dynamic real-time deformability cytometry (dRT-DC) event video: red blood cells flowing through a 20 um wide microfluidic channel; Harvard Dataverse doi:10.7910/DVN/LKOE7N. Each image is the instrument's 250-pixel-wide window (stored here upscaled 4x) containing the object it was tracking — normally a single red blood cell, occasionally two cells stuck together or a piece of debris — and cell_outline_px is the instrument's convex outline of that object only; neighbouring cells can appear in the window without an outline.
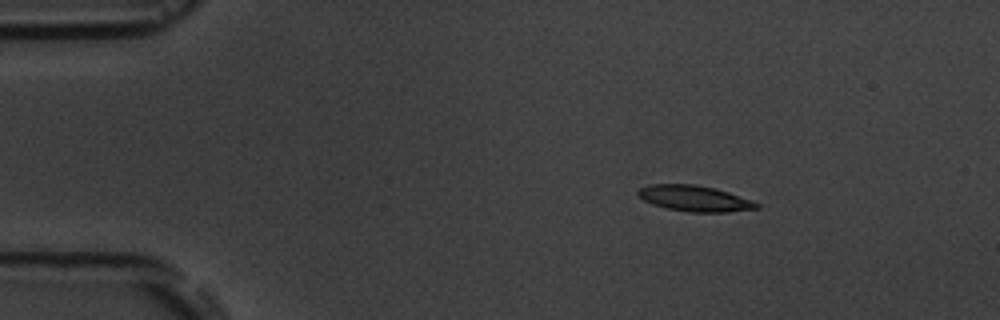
{"species": "common noctule bat (a hibernating species)", "species_latin": "Nyctalus noctula", "temperature_condition": "room temperature", "stored_images_in_passage": 4, "camera_frame_rate_fps": 3000, "um_per_image_px": 0.085, "animal": {"sex": "male", "body_mass_g": 19.5, "forearm_length_mm": 54.6}, "frame": {"image": 1, "passage_image": 2, "time_ms": 1.333, "image_size_px": [1000, 320], "cell_outline_px": [[760, 208], [728, 212], [688, 212], [668, 208], [652, 204], [644, 200], [636, 192], [640, 188], [652, 184], [696, 184], [716, 188], [752, 200], [760, 204]], "centroid_in_image_um": [59.07, 16.86], "position_along_channel_um": 25.9, "area_um2": 17.86}}